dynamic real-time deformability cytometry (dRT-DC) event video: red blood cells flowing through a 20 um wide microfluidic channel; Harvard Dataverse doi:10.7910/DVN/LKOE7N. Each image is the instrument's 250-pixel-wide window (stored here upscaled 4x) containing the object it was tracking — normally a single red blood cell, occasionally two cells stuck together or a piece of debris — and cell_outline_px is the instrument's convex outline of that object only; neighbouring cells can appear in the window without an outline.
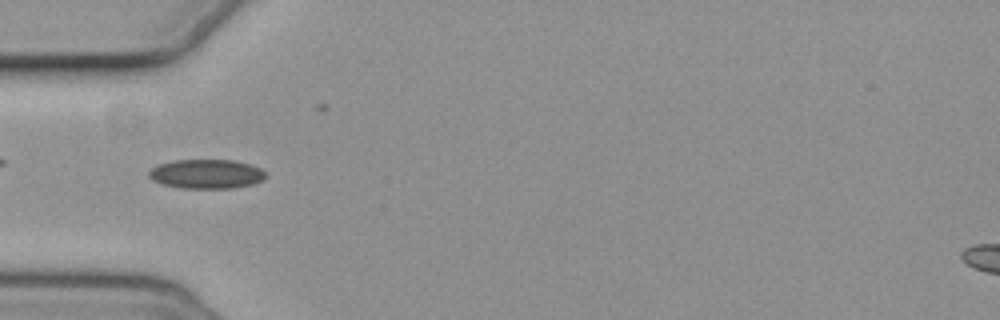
{"species": "common noctule bat (a hibernating species)", "species_latin": "Nyctalus noctula", "temperature_condition": "cold", "stored_images_in_passage": 8, "camera_frame_rate_fps": 3000, "um_per_image_px": 0.085, "animal": {"sex": "female", "body_mass_g": 19.3, "forearm_length_mm": 54.1}, "frame": {"image": 1, "passage_image": 6, "time_ms": 6.0, "image_size_px": [1000, 320], "cell_outline_px": [[268, 176], [252, 184], [232, 188], [180, 188], [164, 184], [152, 180], [148, 176], [148, 172], [152, 168], [160, 164], [172, 160], [232, 160], [248, 164], [260, 168]], "centroid_in_image_um": [17.52, 14.78], "position_along_channel_um": 67.5, "area_um2": 19.77}}
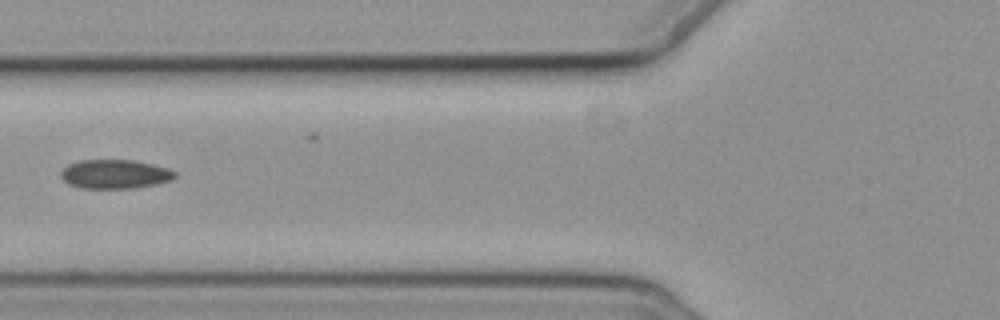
{"frame": {"image": 2, "passage_image": 7, "time_ms": 7.333, "image_size_px": [1000, 320], "cell_outline_px": [[176, 176], [172, 180], [156, 184], [136, 188], [80, 188], [68, 184], [60, 176], [60, 172], [68, 164], [80, 160], [132, 160], [152, 164], [168, 168], [176, 172]], "centroid_in_image_um": [9.77, 14.8], "position_along_channel_um": 116.0, "area_um2": 19.36}}
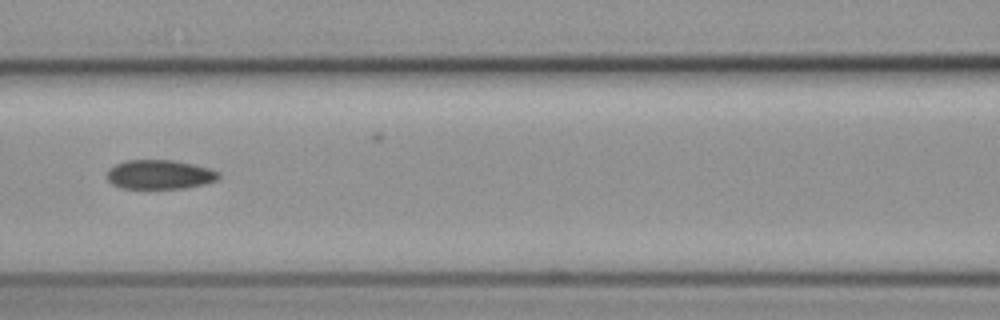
{"frame": {"image": 3, "passage_image": 8, "time_ms": 8.333, "image_size_px": [1000, 320], "cell_outline_px": [[220, 176], [216, 180], [204, 184], [184, 188], [120, 188], [112, 184], [108, 180], [108, 172], [116, 164], [128, 160], [172, 160], [192, 164], [208, 168], [220, 172]], "centroid_in_image_um": [13.59, 14.84], "position_along_channel_um": 153.0, "area_um2": 18.79}}